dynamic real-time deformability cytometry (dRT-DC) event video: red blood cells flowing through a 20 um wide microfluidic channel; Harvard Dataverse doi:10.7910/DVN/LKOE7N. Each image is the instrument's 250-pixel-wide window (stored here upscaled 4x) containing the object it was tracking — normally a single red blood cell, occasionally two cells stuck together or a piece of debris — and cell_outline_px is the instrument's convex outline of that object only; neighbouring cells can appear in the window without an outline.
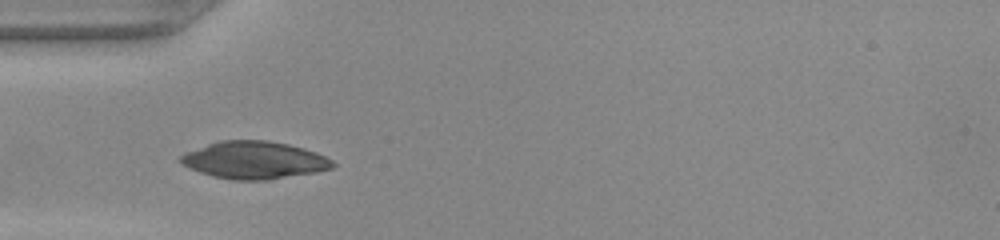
{"species": "common noctule bat (a hibernating species)", "species_latin": "Nyctalus noctula", "temperature_condition": "warm", "stored_images_in_passage": 25, "camera_frame_rate_fps": 3000, "um_per_image_px": 0.085, "animal": {"sex": "female", "body_mass_g": 22.0, "forearm_length_mm": 56.7}, "frame": {"image": 1, "passage_image": 1, "time_ms": 0.0, "image_size_px": [1000, 240], "cell_outline_px": [[336, 164], [332, 168], [316, 172], [268, 180], [232, 180], [212, 176], [188, 168], [180, 160], [180, 156], [188, 152], [208, 144], [220, 140], [268, 140], [288, 144], [304, 148], [316, 152], [332, 160]], "centroid_in_image_um": [21.64, 13.61], "position_along_channel_um": 63.4, "area_um2": 33.06}}
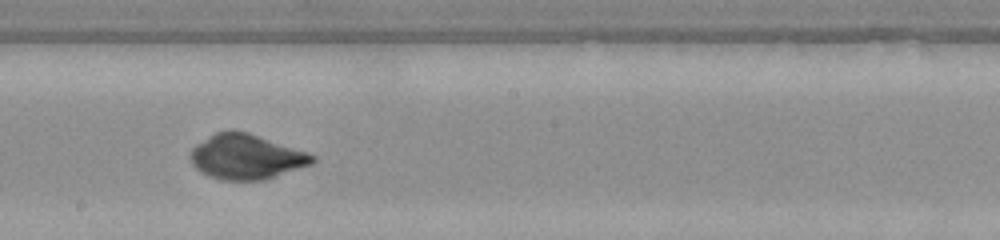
{"frame": {"image": 2, "passage_image": 13, "time_ms": 4.0, "image_size_px": [1000, 240], "cell_outline_px": [[316, 160], [312, 164], [268, 180], [220, 180], [208, 176], [200, 172], [192, 164], [192, 148], [196, 144], [216, 132], [248, 132], [308, 152], [316, 156]], "centroid_in_image_um": [20.98, 13.36], "position_along_channel_um": 227.2, "area_um2": 31.85}}
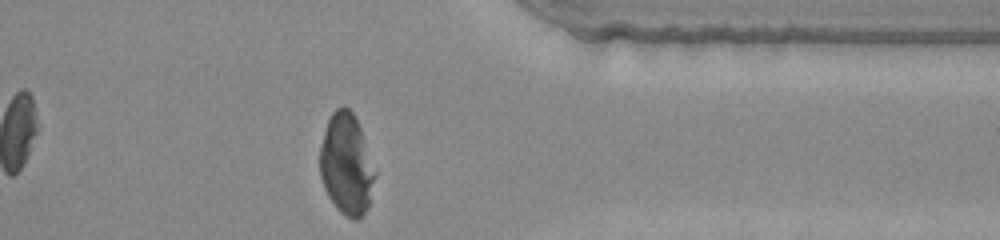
{"frame": {"image": 3, "passage_image": 25, "time_ms": 8.0, "image_size_px": [1000, 240], "cell_outline_px": [[376, 176], [368, 204], [364, 212], [356, 220], [352, 220], [344, 216], [336, 208], [328, 196], [324, 188], [320, 176], [320, 148], [324, 132], [328, 120], [332, 112], [336, 108], [348, 108], [352, 112], [360, 128], [376, 172]], "centroid_in_image_um": [29.44, 14.0], "position_along_channel_um": 382.0, "area_um2": 32.14}}